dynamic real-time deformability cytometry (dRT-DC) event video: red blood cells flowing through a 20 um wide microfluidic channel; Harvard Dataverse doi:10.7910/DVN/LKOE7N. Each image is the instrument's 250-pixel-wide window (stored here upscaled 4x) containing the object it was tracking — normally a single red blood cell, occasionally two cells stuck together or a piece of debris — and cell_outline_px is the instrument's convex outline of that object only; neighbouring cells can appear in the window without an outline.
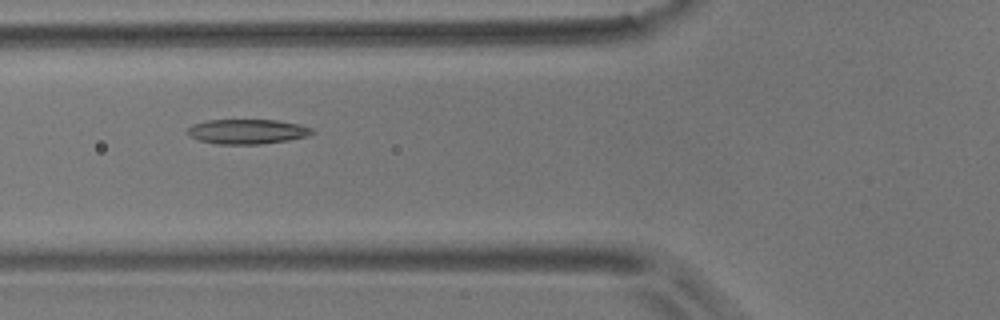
{"species": "common noctule bat (a hibernating species)", "species_latin": "Nyctalus noctula", "temperature_condition": "room temperature", "stored_images_in_passage": 7, "camera_frame_rate_fps": 3000, "um_per_image_px": 0.085, "animal": {"sex": "male", "body_mass_g": 17.9}, "frame": {"image": 1, "passage_image": 7, "time_ms": 7.667, "image_size_px": [1000, 320], "cell_outline_px": [[316, 132], [308, 136], [288, 140], [260, 144], [216, 144], [200, 140], [184, 132], [192, 124], [208, 120], [276, 120], [300, 124], [312, 128]], "centroid_in_image_um": [21.03, 11.18], "position_along_channel_um": 104.8, "area_um2": 18.03}}